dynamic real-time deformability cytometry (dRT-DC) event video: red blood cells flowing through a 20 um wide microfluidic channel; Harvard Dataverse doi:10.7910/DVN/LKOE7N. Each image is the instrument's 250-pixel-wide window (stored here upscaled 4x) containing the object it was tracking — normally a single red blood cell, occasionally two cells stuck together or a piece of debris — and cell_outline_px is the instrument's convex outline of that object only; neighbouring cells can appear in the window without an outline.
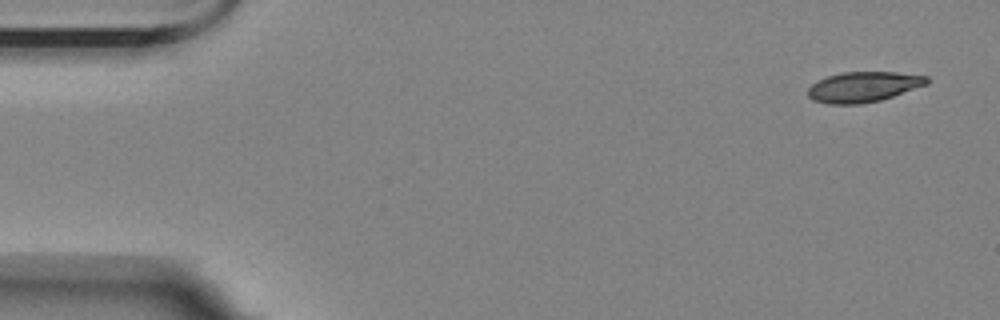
{"species": "Egyptian fruit bat (a non-hibernating species)", "species_latin": "Rousettus aegyptiacus", "temperature_condition": "room temperature", "stored_images_in_passage": 5, "segment_of_instrument_passage": [1, 2], "camera_frame_rate_fps": 3000, "um_per_image_px": 0.085, "animal": {"sex": "female"}, "frame": {"image": 1, "passage_image": 1, "time_ms": 0.0, "image_size_px": [1000, 320], "cell_outline_px": [[928, 84], [880, 100], [860, 104], [828, 104], [812, 100], [808, 96], [808, 88], [816, 80], [840, 72], [896, 72], [928, 76]], "centroid_in_image_um": [73.36, 7.38], "position_along_channel_um": 11.6, "area_um2": 21.04}}